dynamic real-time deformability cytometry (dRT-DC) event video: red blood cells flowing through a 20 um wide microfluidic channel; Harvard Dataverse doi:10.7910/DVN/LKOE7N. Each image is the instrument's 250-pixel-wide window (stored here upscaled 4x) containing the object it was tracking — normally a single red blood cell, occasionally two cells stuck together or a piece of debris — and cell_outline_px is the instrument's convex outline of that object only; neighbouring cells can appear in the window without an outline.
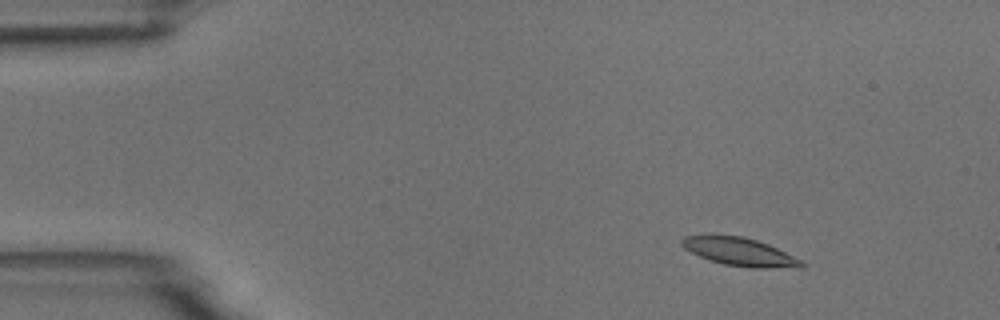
{"species": "common noctule bat (a hibernating species)", "species_latin": "Nyctalus noctula", "temperature_condition": "room temperature", "stored_images_in_passage": 6, "camera_frame_rate_fps": 3000, "um_per_image_px": 0.085, "animal": {"sex": "male", "body_mass_g": 18.8}, "frame": {"image": 1, "passage_image": 2, "time_ms": 1.667, "image_size_px": [1000, 320], "cell_outline_px": [[808, 264], [804, 268], [748, 268], [724, 264], [708, 260], [684, 248], [680, 244], [680, 240], [684, 236], [740, 236], [756, 240], [768, 244]], "centroid_in_image_um": [62.91, 21.44], "position_along_channel_um": 22.1, "area_um2": 19.42}}
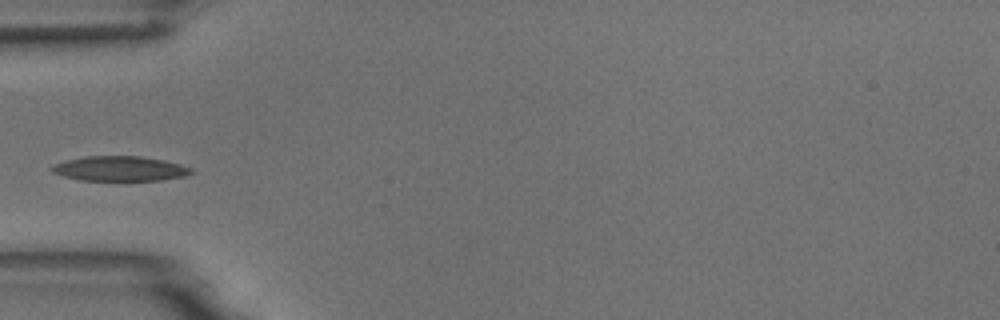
{"frame": {"image": 2, "passage_image": 5, "time_ms": 5.333, "image_size_px": [1000, 320], "cell_outline_px": [[196, 172], [184, 176], [160, 180], [80, 180], [64, 176], [52, 172], [48, 168], [52, 164], [84, 156], [140, 156], [164, 160], [180, 164], [192, 168]], "centroid_in_image_um": [10.18, 14.33], "position_along_channel_um": 74.8, "area_um2": 20.23}}